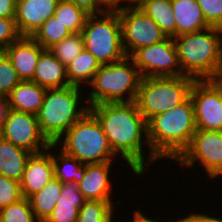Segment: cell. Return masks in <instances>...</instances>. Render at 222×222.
<instances>
[{
	"label": "cell",
	"instance_id": "6da1fadb",
	"mask_svg": "<svg viewBox=\"0 0 222 222\" xmlns=\"http://www.w3.org/2000/svg\"><path fill=\"white\" fill-rule=\"evenodd\" d=\"M89 111L100 122L113 152L124 159L122 166L127 163L130 171L142 177L147 165L159 162L150 149L147 121L135 101L94 104ZM143 147L149 152L145 154Z\"/></svg>",
	"mask_w": 222,
	"mask_h": 222
},
{
	"label": "cell",
	"instance_id": "7a4b0ae2",
	"mask_svg": "<svg viewBox=\"0 0 222 222\" xmlns=\"http://www.w3.org/2000/svg\"><path fill=\"white\" fill-rule=\"evenodd\" d=\"M147 126L152 153L159 160L169 158L176 161L189 147L197 130L191 98L152 117Z\"/></svg>",
	"mask_w": 222,
	"mask_h": 222
},
{
	"label": "cell",
	"instance_id": "3957f363",
	"mask_svg": "<svg viewBox=\"0 0 222 222\" xmlns=\"http://www.w3.org/2000/svg\"><path fill=\"white\" fill-rule=\"evenodd\" d=\"M183 76L216 80L222 68V29L205 30L174 37Z\"/></svg>",
	"mask_w": 222,
	"mask_h": 222
},
{
	"label": "cell",
	"instance_id": "277c9868",
	"mask_svg": "<svg viewBox=\"0 0 222 222\" xmlns=\"http://www.w3.org/2000/svg\"><path fill=\"white\" fill-rule=\"evenodd\" d=\"M81 89L71 85L47 89L43 104L37 113V120L41 132L51 144H55L89 111L86 97H83L86 95L85 91ZM81 99H84V102H81Z\"/></svg>",
	"mask_w": 222,
	"mask_h": 222
},
{
	"label": "cell",
	"instance_id": "5b68a950",
	"mask_svg": "<svg viewBox=\"0 0 222 222\" xmlns=\"http://www.w3.org/2000/svg\"><path fill=\"white\" fill-rule=\"evenodd\" d=\"M142 76L133 60H123L101 65L86 92L87 104L133 102L135 101ZM126 95V96H125Z\"/></svg>",
	"mask_w": 222,
	"mask_h": 222
},
{
	"label": "cell",
	"instance_id": "8992f818",
	"mask_svg": "<svg viewBox=\"0 0 222 222\" xmlns=\"http://www.w3.org/2000/svg\"><path fill=\"white\" fill-rule=\"evenodd\" d=\"M66 154L83 164L113 163V152L97 118L88 111L55 143Z\"/></svg>",
	"mask_w": 222,
	"mask_h": 222
},
{
	"label": "cell",
	"instance_id": "52a82bcc",
	"mask_svg": "<svg viewBox=\"0 0 222 222\" xmlns=\"http://www.w3.org/2000/svg\"><path fill=\"white\" fill-rule=\"evenodd\" d=\"M195 79L188 76L142 77L135 102L148 122L190 97Z\"/></svg>",
	"mask_w": 222,
	"mask_h": 222
},
{
	"label": "cell",
	"instance_id": "ba28073f",
	"mask_svg": "<svg viewBox=\"0 0 222 222\" xmlns=\"http://www.w3.org/2000/svg\"><path fill=\"white\" fill-rule=\"evenodd\" d=\"M81 34L84 48L96 57L100 65L119 62L126 57L118 11L89 15Z\"/></svg>",
	"mask_w": 222,
	"mask_h": 222
},
{
	"label": "cell",
	"instance_id": "9c48e42d",
	"mask_svg": "<svg viewBox=\"0 0 222 222\" xmlns=\"http://www.w3.org/2000/svg\"><path fill=\"white\" fill-rule=\"evenodd\" d=\"M181 170L199 162L209 180L222 176V131L197 129L189 147L176 160ZM183 167V168H182Z\"/></svg>",
	"mask_w": 222,
	"mask_h": 222
},
{
	"label": "cell",
	"instance_id": "30bf717a",
	"mask_svg": "<svg viewBox=\"0 0 222 222\" xmlns=\"http://www.w3.org/2000/svg\"><path fill=\"white\" fill-rule=\"evenodd\" d=\"M121 24L122 46L130 57L136 50L159 43L167 38L157 23L140 7L118 10Z\"/></svg>",
	"mask_w": 222,
	"mask_h": 222
},
{
	"label": "cell",
	"instance_id": "8fae6325",
	"mask_svg": "<svg viewBox=\"0 0 222 222\" xmlns=\"http://www.w3.org/2000/svg\"><path fill=\"white\" fill-rule=\"evenodd\" d=\"M130 58L142 77L183 76L173 38L167 37L159 43L142 47Z\"/></svg>",
	"mask_w": 222,
	"mask_h": 222
},
{
	"label": "cell",
	"instance_id": "7c38bea8",
	"mask_svg": "<svg viewBox=\"0 0 222 222\" xmlns=\"http://www.w3.org/2000/svg\"><path fill=\"white\" fill-rule=\"evenodd\" d=\"M190 98L197 129L222 131V86L216 80H195Z\"/></svg>",
	"mask_w": 222,
	"mask_h": 222
},
{
	"label": "cell",
	"instance_id": "4fadbf2b",
	"mask_svg": "<svg viewBox=\"0 0 222 222\" xmlns=\"http://www.w3.org/2000/svg\"><path fill=\"white\" fill-rule=\"evenodd\" d=\"M0 136L33 154L47 150L51 143L41 132L37 115L9 109Z\"/></svg>",
	"mask_w": 222,
	"mask_h": 222
},
{
	"label": "cell",
	"instance_id": "5bb4252c",
	"mask_svg": "<svg viewBox=\"0 0 222 222\" xmlns=\"http://www.w3.org/2000/svg\"><path fill=\"white\" fill-rule=\"evenodd\" d=\"M54 178V165L52 162V144L40 153L32 154L27 161L22 179L20 181L21 194L29 198L42 190Z\"/></svg>",
	"mask_w": 222,
	"mask_h": 222
},
{
	"label": "cell",
	"instance_id": "9a60e30c",
	"mask_svg": "<svg viewBox=\"0 0 222 222\" xmlns=\"http://www.w3.org/2000/svg\"><path fill=\"white\" fill-rule=\"evenodd\" d=\"M60 0H16L15 22L21 36H32L49 17Z\"/></svg>",
	"mask_w": 222,
	"mask_h": 222
},
{
	"label": "cell",
	"instance_id": "2e32d148",
	"mask_svg": "<svg viewBox=\"0 0 222 222\" xmlns=\"http://www.w3.org/2000/svg\"><path fill=\"white\" fill-rule=\"evenodd\" d=\"M45 49L30 36H21L2 52L8 57L21 81H32L35 66Z\"/></svg>",
	"mask_w": 222,
	"mask_h": 222
},
{
	"label": "cell",
	"instance_id": "e0dca14e",
	"mask_svg": "<svg viewBox=\"0 0 222 222\" xmlns=\"http://www.w3.org/2000/svg\"><path fill=\"white\" fill-rule=\"evenodd\" d=\"M113 163L85 164V174L78 184L86 200L113 201L112 174Z\"/></svg>",
	"mask_w": 222,
	"mask_h": 222
},
{
	"label": "cell",
	"instance_id": "ac0fdd59",
	"mask_svg": "<svg viewBox=\"0 0 222 222\" xmlns=\"http://www.w3.org/2000/svg\"><path fill=\"white\" fill-rule=\"evenodd\" d=\"M32 82L45 89L69 86L66 66L49 49H45L35 66Z\"/></svg>",
	"mask_w": 222,
	"mask_h": 222
},
{
	"label": "cell",
	"instance_id": "d6986e66",
	"mask_svg": "<svg viewBox=\"0 0 222 222\" xmlns=\"http://www.w3.org/2000/svg\"><path fill=\"white\" fill-rule=\"evenodd\" d=\"M176 37L209 28L197 0H171Z\"/></svg>",
	"mask_w": 222,
	"mask_h": 222
},
{
	"label": "cell",
	"instance_id": "ffe728a7",
	"mask_svg": "<svg viewBox=\"0 0 222 222\" xmlns=\"http://www.w3.org/2000/svg\"><path fill=\"white\" fill-rule=\"evenodd\" d=\"M47 89L32 81H21L7 96L9 108L37 115Z\"/></svg>",
	"mask_w": 222,
	"mask_h": 222
},
{
	"label": "cell",
	"instance_id": "44dd1931",
	"mask_svg": "<svg viewBox=\"0 0 222 222\" xmlns=\"http://www.w3.org/2000/svg\"><path fill=\"white\" fill-rule=\"evenodd\" d=\"M85 201L78 184L63 183L58 203L44 222H77L79 209Z\"/></svg>",
	"mask_w": 222,
	"mask_h": 222
},
{
	"label": "cell",
	"instance_id": "7402d4cb",
	"mask_svg": "<svg viewBox=\"0 0 222 222\" xmlns=\"http://www.w3.org/2000/svg\"><path fill=\"white\" fill-rule=\"evenodd\" d=\"M32 154L0 136V174L20 182Z\"/></svg>",
	"mask_w": 222,
	"mask_h": 222
},
{
	"label": "cell",
	"instance_id": "603a6c76",
	"mask_svg": "<svg viewBox=\"0 0 222 222\" xmlns=\"http://www.w3.org/2000/svg\"><path fill=\"white\" fill-rule=\"evenodd\" d=\"M100 66L96 57L84 48V50L66 66L69 85L80 88H83L84 85L86 87L88 85L89 87Z\"/></svg>",
	"mask_w": 222,
	"mask_h": 222
},
{
	"label": "cell",
	"instance_id": "cb8c5ba5",
	"mask_svg": "<svg viewBox=\"0 0 222 222\" xmlns=\"http://www.w3.org/2000/svg\"><path fill=\"white\" fill-rule=\"evenodd\" d=\"M62 185L63 183L54 177L42 190L28 198L32 211L40 222H44L48 218L58 203Z\"/></svg>",
	"mask_w": 222,
	"mask_h": 222
},
{
	"label": "cell",
	"instance_id": "d4e9b609",
	"mask_svg": "<svg viewBox=\"0 0 222 222\" xmlns=\"http://www.w3.org/2000/svg\"><path fill=\"white\" fill-rule=\"evenodd\" d=\"M53 149H58V146L52 144L54 177L61 183L75 182L76 184H79L84 178L85 164L78 161L75 157L66 154L60 148L58 149L59 152H57L59 154H54Z\"/></svg>",
	"mask_w": 222,
	"mask_h": 222
},
{
	"label": "cell",
	"instance_id": "484cf974",
	"mask_svg": "<svg viewBox=\"0 0 222 222\" xmlns=\"http://www.w3.org/2000/svg\"><path fill=\"white\" fill-rule=\"evenodd\" d=\"M140 8L157 23L167 37H176V22L171 0H147Z\"/></svg>",
	"mask_w": 222,
	"mask_h": 222
},
{
	"label": "cell",
	"instance_id": "4316f807",
	"mask_svg": "<svg viewBox=\"0 0 222 222\" xmlns=\"http://www.w3.org/2000/svg\"><path fill=\"white\" fill-rule=\"evenodd\" d=\"M71 34L72 32L53 15L43 22L31 37L44 49H49Z\"/></svg>",
	"mask_w": 222,
	"mask_h": 222
},
{
	"label": "cell",
	"instance_id": "83f0119b",
	"mask_svg": "<svg viewBox=\"0 0 222 222\" xmlns=\"http://www.w3.org/2000/svg\"><path fill=\"white\" fill-rule=\"evenodd\" d=\"M114 202L86 200L79 209L77 222H118V219H115V216H113L116 215L114 214L116 211L113 206Z\"/></svg>",
	"mask_w": 222,
	"mask_h": 222
},
{
	"label": "cell",
	"instance_id": "f1b7e54d",
	"mask_svg": "<svg viewBox=\"0 0 222 222\" xmlns=\"http://www.w3.org/2000/svg\"><path fill=\"white\" fill-rule=\"evenodd\" d=\"M54 16L72 33H81L89 14L69 1L60 0Z\"/></svg>",
	"mask_w": 222,
	"mask_h": 222
},
{
	"label": "cell",
	"instance_id": "f546056e",
	"mask_svg": "<svg viewBox=\"0 0 222 222\" xmlns=\"http://www.w3.org/2000/svg\"><path fill=\"white\" fill-rule=\"evenodd\" d=\"M49 50L67 66L84 50L83 36L81 33H72L61 42L54 44Z\"/></svg>",
	"mask_w": 222,
	"mask_h": 222
},
{
	"label": "cell",
	"instance_id": "4dcf8cb0",
	"mask_svg": "<svg viewBox=\"0 0 222 222\" xmlns=\"http://www.w3.org/2000/svg\"><path fill=\"white\" fill-rule=\"evenodd\" d=\"M0 222H40L32 211L29 199L19 201L0 209Z\"/></svg>",
	"mask_w": 222,
	"mask_h": 222
},
{
	"label": "cell",
	"instance_id": "1f68e13d",
	"mask_svg": "<svg viewBox=\"0 0 222 222\" xmlns=\"http://www.w3.org/2000/svg\"><path fill=\"white\" fill-rule=\"evenodd\" d=\"M21 82L16 69L8 57L0 51V97H7L12 89Z\"/></svg>",
	"mask_w": 222,
	"mask_h": 222
},
{
	"label": "cell",
	"instance_id": "d6a6232c",
	"mask_svg": "<svg viewBox=\"0 0 222 222\" xmlns=\"http://www.w3.org/2000/svg\"><path fill=\"white\" fill-rule=\"evenodd\" d=\"M22 198L20 182L0 174V209Z\"/></svg>",
	"mask_w": 222,
	"mask_h": 222
},
{
	"label": "cell",
	"instance_id": "836d02e7",
	"mask_svg": "<svg viewBox=\"0 0 222 222\" xmlns=\"http://www.w3.org/2000/svg\"><path fill=\"white\" fill-rule=\"evenodd\" d=\"M207 24L222 29V0H197Z\"/></svg>",
	"mask_w": 222,
	"mask_h": 222
},
{
	"label": "cell",
	"instance_id": "e575fe53",
	"mask_svg": "<svg viewBox=\"0 0 222 222\" xmlns=\"http://www.w3.org/2000/svg\"><path fill=\"white\" fill-rule=\"evenodd\" d=\"M21 37L14 18L0 17V51H3Z\"/></svg>",
	"mask_w": 222,
	"mask_h": 222
},
{
	"label": "cell",
	"instance_id": "d590c367",
	"mask_svg": "<svg viewBox=\"0 0 222 222\" xmlns=\"http://www.w3.org/2000/svg\"><path fill=\"white\" fill-rule=\"evenodd\" d=\"M78 8L84 10L89 15H99L107 12L109 9L100 0H66Z\"/></svg>",
	"mask_w": 222,
	"mask_h": 222
},
{
	"label": "cell",
	"instance_id": "8d00e7d4",
	"mask_svg": "<svg viewBox=\"0 0 222 222\" xmlns=\"http://www.w3.org/2000/svg\"><path fill=\"white\" fill-rule=\"evenodd\" d=\"M184 218L181 216L180 219H174V222H222V218L216 217L217 215H209L208 213L203 214L202 212L197 213L190 211ZM214 216V217H212Z\"/></svg>",
	"mask_w": 222,
	"mask_h": 222
},
{
	"label": "cell",
	"instance_id": "74e56055",
	"mask_svg": "<svg viewBox=\"0 0 222 222\" xmlns=\"http://www.w3.org/2000/svg\"><path fill=\"white\" fill-rule=\"evenodd\" d=\"M16 0H0V17L15 18Z\"/></svg>",
	"mask_w": 222,
	"mask_h": 222
},
{
	"label": "cell",
	"instance_id": "f35d334b",
	"mask_svg": "<svg viewBox=\"0 0 222 222\" xmlns=\"http://www.w3.org/2000/svg\"><path fill=\"white\" fill-rule=\"evenodd\" d=\"M134 214L132 215L133 219H131L132 221L130 222H159V219L157 218L156 220L155 219H152V217H147V215H144L143 212L139 210H135L133 212ZM119 222V221H118ZM162 222V220H161ZM165 222V221H163ZM166 222H174V220H167Z\"/></svg>",
	"mask_w": 222,
	"mask_h": 222
},
{
	"label": "cell",
	"instance_id": "ab89813d",
	"mask_svg": "<svg viewBox=\"0 0 222 222\" xmlns=\"http://www.w3.org/2000/svg\"><path fill=\"white\" fill-rule=\"evenodd\" d=\"M9 109L7 97H0V131L2 130L3 122L7 117Z\"/></svg>",
	"mask_w": 222,
	"mask_h": 222
},
{
	"label": "cell",
	"instance_id": "60d3db41",
	"mask_svg": "<svg viewBox=\"0 0 222 222\" xmlns=\"http://www.w3.org/2000/svg\"><path fill=\"white\" fill-rule=\"evenodd\" d=\"M145 1H147V0H118V10H121L124 8H138ZM124 3H126V4L124 5Z\"/></svg>",
	"mask_w": 222,
	"mask_h": 222
},
{
	"label": "cell",
	"instance_id": "b9f144b4",
	"mask_svg": "<svg viewBox=\"0 0 222 222\" xmlns=\"http://www.w3.org/2000/svg\"><path fill=\"white\" fill-rule=\"evenodd\" d=\"M109 10L118 11V0H100Z\"/></svg>",
	"mask_w": 222,
	"mask_h": 222
},
{
	"label": "cell",
	"instance_id": "7bdbcfd3",
	"mask_svg": "<svg viewBox=\"0 0 222 222\" xmlns=\"http://www.w3.org/2000/svg\"><path fill=\"white\" fill-rule=\"evenodd\" d=\"M216 81L222 86V68L220 69L219 75L216 78Z\"/></svg>",
	"mask_w": 222,
	"mask_h": 222
}]
</instances>
